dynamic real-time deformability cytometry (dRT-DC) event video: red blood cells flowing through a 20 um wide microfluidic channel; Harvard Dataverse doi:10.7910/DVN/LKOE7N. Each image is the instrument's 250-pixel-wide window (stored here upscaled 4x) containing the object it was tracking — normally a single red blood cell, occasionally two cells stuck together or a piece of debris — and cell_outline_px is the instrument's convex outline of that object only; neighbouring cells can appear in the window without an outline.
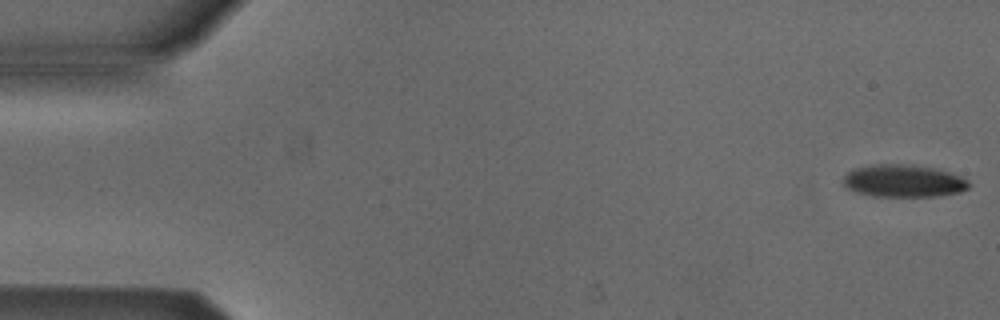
{"species": "Egyptian fruit bat (a non-hibernating species)", "species_latin": "Rousettus aegyptiacus", "temperature_condition": "cold", "stored_images_in_passage": 53, "camera_frame_rate_fps": 3000, "um_per_image_px": 0.085, "animal": {"sex": "male"}, "frame": {"image": 1, "passage_image": 1, "time_ms": 0.0, "image_size_px": [1000, 320], "cell_outline_px": [[972, 184], [968, 188], [960, 192], [940, 196], [872, 196], [856, 192], [848, 188], [844, 184], [844, 176], [852, 168], [872, 164], [912, 164], [932, 168], [948, 172], [960, 176], [968, 180]], "centroid_in_image_um": [76.8, 15.37], "position_along_channel_um": 8.2, "area_um2": 23.87}}
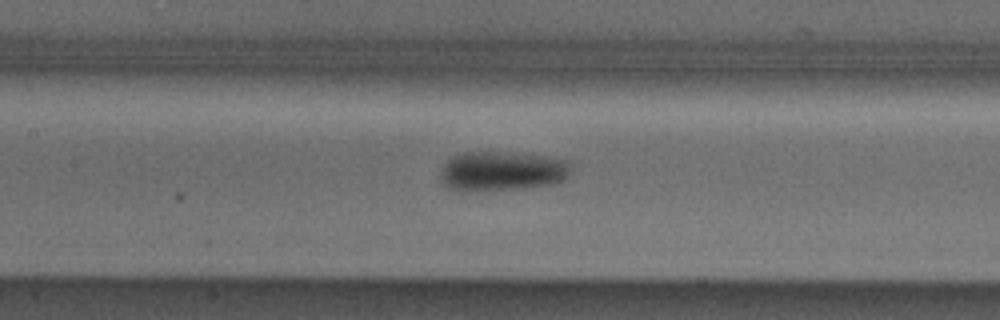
{"frame": {"image": 2, "passage_image": 24, "time_ms": 7.667, "image_size_px": [1000, 320], "cell_outline_px": [[568, 176], [564, 180], [556, 184], [520, 188], [464, 192], [448, 188], [440, 180], [440, 168], [452, 156], [464, 152], [496, 152], [536, 156], [568, 160]], "centroid_in_image_um": [42.58, 14.57], "position_along_channel_um": 164.8, "area_um2": 29.94}}
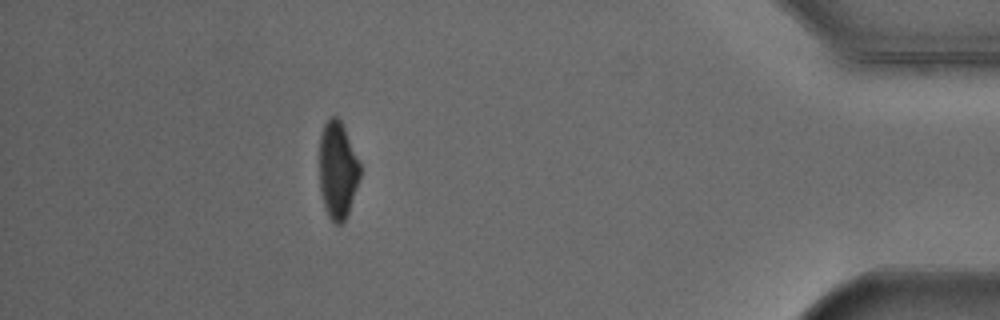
{"frame": {"image": 3, "passage_image": 47, "time_ms": 15.333, "image_size_px": [1000, 320], "cell_outline_px": [[360, 176], [348, 216], [340, 224], [336, 224], [328, 216], [324, 208], [320, 192], [320, 136], [324, 124], [332, 116], [336, 116], [340, 120], [344, 128], [360, 164]], "centroid_in_image_um": [28.69, 14.5], "position_along_channel_um": 406.5, "area_um2": 22.89}, "authors_computed_cell_mechanics": {"area_um2": 26.1256, "velocity_mm_per_s": 3.8627, "shape_relaxation_time_tau1_ms": 3.3655, "shape_relaxation_time_tau2_ms": null, "deformation_change_tau1": 0.1111, "deformation_change_tau2": null}}